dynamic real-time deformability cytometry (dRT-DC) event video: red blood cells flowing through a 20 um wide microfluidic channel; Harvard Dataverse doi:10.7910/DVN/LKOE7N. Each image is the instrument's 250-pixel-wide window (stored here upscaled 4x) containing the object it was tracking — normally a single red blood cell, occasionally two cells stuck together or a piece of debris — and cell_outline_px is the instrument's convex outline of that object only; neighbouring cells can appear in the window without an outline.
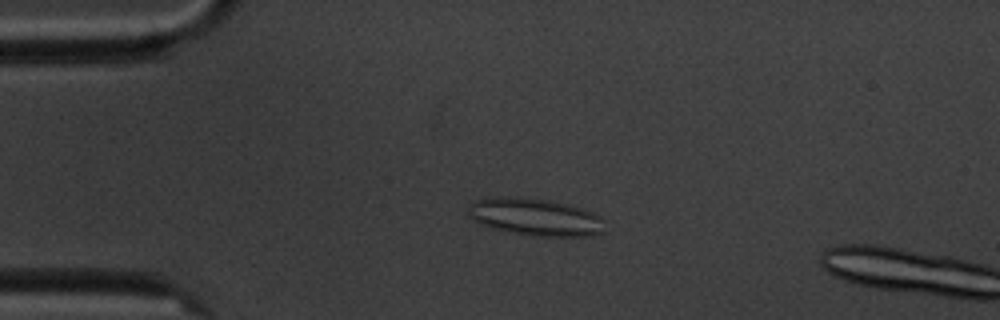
{"species": "common noctule bat (a hibernating species)", "species_latin": "Nyctalus noctula", "temperature_condition": "cold", "stored_images_in_passage": 4, "camera_frame_rate_fps": 3000, "um_per_image_px": 0.085, "animal": {"sex": "male", "body_mass_g": 20.1, "forearm_length_mm": 53.5}, "frame": {"image": 1, "passage_image": 3, "time_ms": 2.333, "image_size_px": [1000, 320], "cell_outline_px": [[604, 232], [596, 236], [532, 236], [508, 232], [488, 228], [472, 220], [468, 216], [468, 204], [472, 200], [488, 196], [508, 196], [548, 200], [568, 204], [592, 212], [600, 216], [604, 220]], "centroid_in_image_um": [45.43, 18.44], "position_along_channel_um": 39.6, "area_um2": 30.46}}